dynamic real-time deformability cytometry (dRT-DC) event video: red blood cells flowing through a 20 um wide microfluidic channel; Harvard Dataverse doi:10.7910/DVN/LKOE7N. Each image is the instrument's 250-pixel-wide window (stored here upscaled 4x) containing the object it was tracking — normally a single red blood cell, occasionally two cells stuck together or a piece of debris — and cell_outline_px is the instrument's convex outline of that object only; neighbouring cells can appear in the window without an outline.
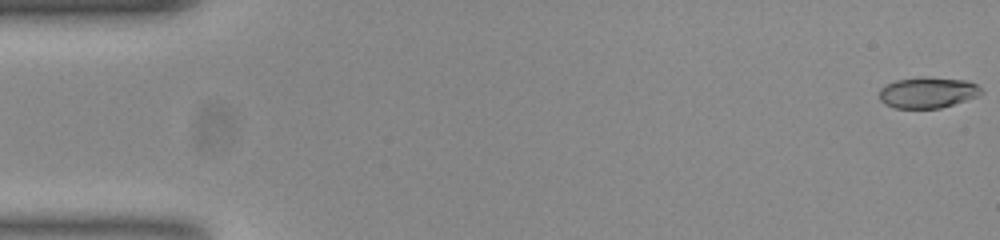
{"species": "common noctule bat (a hibernating species)", "species_latin": "Nyctalus noctula", "temperature_condition": "room temperature", "stored_images_in_passage": 55, "camera_frame_rate_fps": 3000, "um_per_image_px": 0.085, "animal": {"sex": "female", "body_mass_g": 23.0, "forearm_length_mm": 53.4}, "frame": {"image": 1, "passage_image": 1, "time_ms": 0.0, "image_size_px": [1000, 240], "cell_outline_px": [[984, 92], [976, 96], [940, 108], [892, 108], [884, 104], [880, 100], [880, 88], [896, 80], [920, 76], [924, 76], [968, 80], [976, 84]], "centroid_in_image_um": [78.83, 7.85], "position_along_channel_um": 6.2, "area_um2": 18.44}}
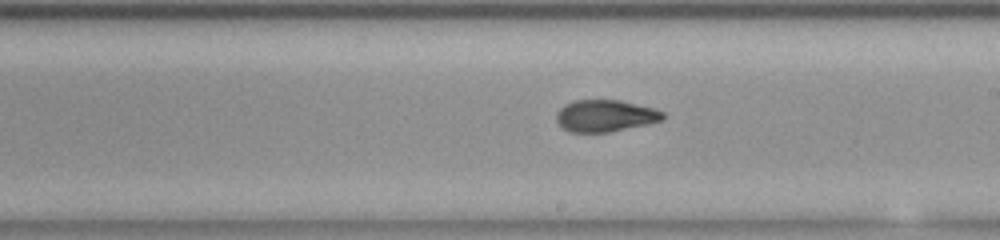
{"frame": {"image": 2, "passage_image": 31, "time_ms": 10.0, "image_size_px": [1000, 240], "cell_outline_px": [[664, 120], [608, 132], [568, 132], [556, 120], [556, 112], [564, 104], [572, 100], [620, 100], [656, 108], [664, 112]], "centroid_in_image_um": [51.44, 9.83], "position_along_channel_um": 237.6, "area_um2": 19.83}}
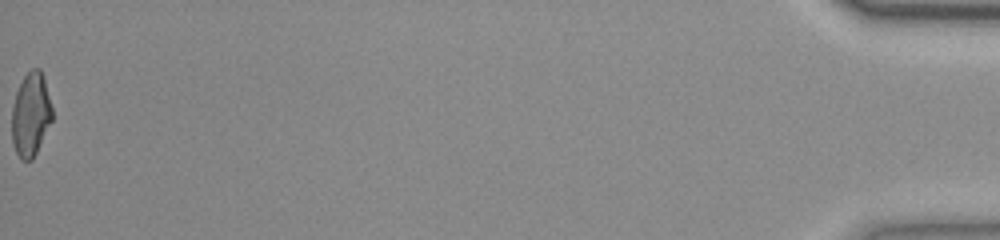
{"frame": {"image": 3, "passage_image": 55, "time_ms": 18.0, "image_size_px": [1000, 240], "cell_outline_px": [[52, 120], [32, 160], [20, 160], [16, 152], [12, 140], [12, 108], [16, 92], [24, 76], [32, 68], [40, 68], [44, 76], [52, 108]], "centroid_in_image_um": [2.61, 9.72], "position_along_channel_um": 432.6, "area_um2": 19.59}, "authors_computed_cell_mechanics": {"area_um2": 19.8254, "velocity_mm_per_s": 3.7746, "shape_relaxation_time_tau1_ms": 10.0009, "shape_relaxation_time_tau2_ms": 1.6809, "deformation_change_tau1": 0.257, "deformation_change_tau2": 0.0758}}